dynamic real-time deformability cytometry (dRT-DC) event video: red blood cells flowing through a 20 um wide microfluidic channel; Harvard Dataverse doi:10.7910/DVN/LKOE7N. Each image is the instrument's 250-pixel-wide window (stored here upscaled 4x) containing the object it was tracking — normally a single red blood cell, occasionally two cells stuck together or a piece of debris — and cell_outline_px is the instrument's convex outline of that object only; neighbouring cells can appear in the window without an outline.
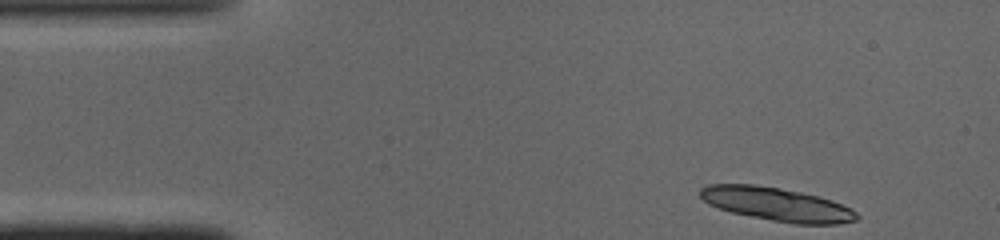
{"species": "common noctule bat (a hibernating species)", "species_latin": "Nyctalus noctula", "temperature_condition": "cold", "stored_images_in_passage": 20, "camera_frame_rate_fps": 3000, "um_per_image_px": 0.085, "animal": {"sex": "male", "body_mass_g": 19.0, "forearm_length_mm": 50.8}, "frame": {"image": 1, "passage_image": 1, "time_ms": 0.0, "image_size_px": [1000, 240], "cell_outline_px": [[860, 216], [856, 220], [840, 224], [796, 224], [772, 220], [732, 212], [708, 204], [700, 196], [700, 188], [708, 184], [752, 184], [780, 188], [800, 192], [832, 200], [852, 208]], "centroid_in_image_um": [66.05, 17.36], "position_along_channel_um": 18.9, "area_um2": 30.35}}
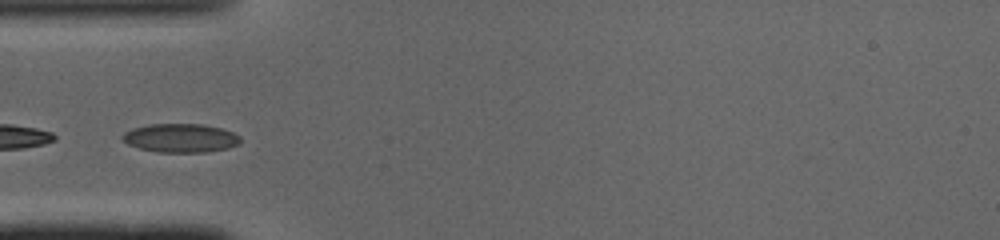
{"frame": {"image": 2, "passage_image": 11, "time_ms": 3.333, "image_size_px": [1000, 240], "cell_outline_px": [[240, 144], [228, 148], [208, 152], [156, 152], [140, 148], [128, 144], [120, 136], [124, 132], [132, 128], [148, 124], [204, 124], [220, 128], [232, 132], [240, 136]], "centroid_in_image_um": [15.35, 11.73], "position_along_channel_um": 69.7, "area_um2": 19.83}}
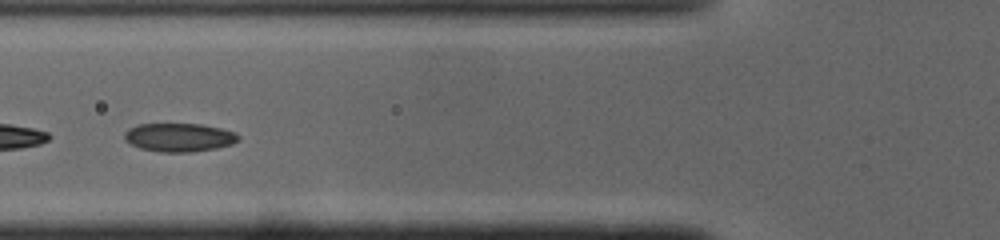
{"frame": {"image": 3, "passage_image": 14, "time_ms": 4.333, "image_size_px": [1000, 240], "cell_outline_px": [[240, 140], [232, 144], [216, 148], [192, 152], [160, 152], [140, 148], [124, 140], [124, 132], [128, 128], [140, 124], [200, 124], [220, 128], [236, 132], [240, 136]], "centroid_in_image_um": [15.24, 11.68], "position_along_channel_um": 110.6, "area_um2": 19.02}}